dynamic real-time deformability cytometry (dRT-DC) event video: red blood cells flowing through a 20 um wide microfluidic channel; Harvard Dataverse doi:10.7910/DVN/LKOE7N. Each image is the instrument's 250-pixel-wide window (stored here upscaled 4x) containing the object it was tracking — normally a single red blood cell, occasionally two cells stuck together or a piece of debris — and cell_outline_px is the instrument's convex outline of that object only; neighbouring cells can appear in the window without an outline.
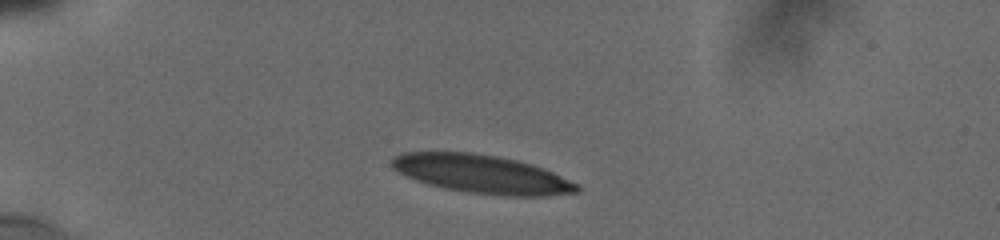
{"species": "human", "species_latin": "Homo sapiens", "temperature_condition": "cold", "stored_images_in_passage": 7, "camera_frame_rate_fps": 3000, "um_per_image_px": 0.085, "donor": {"sex": "male"}, "frame": {"image": 1, "passage_image": 1, "time_ms": 0.0, "image_size_px": [1000, 240], "cell_outline_px": [[580, 192], [548, 196], [508, 196], [472, 192], [444, 188], [428, 184], [416, 180], [392, 168], [392, 156], [400, 152], [472, 152], [496, 156], [516, 160], [532, 164], [552, 172], [580, 184]], "centroid_in_image_um": [40.98, 14.79], "position_along_channel_um": 44.0, "area_um2": 41.33}}
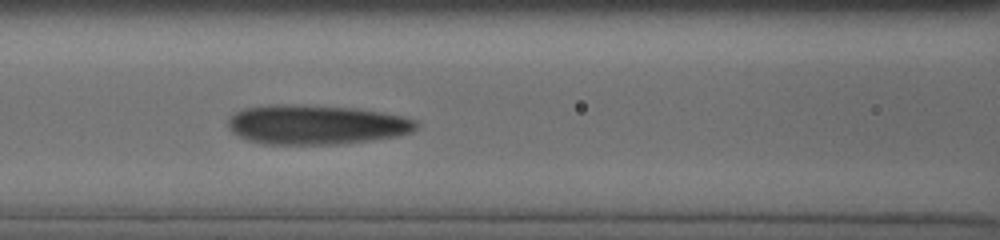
{"frame": {"image": 2, "passage_image": 6, "time_ms": 3.667, "image_size_px": [1000, 240], "cell_outline_px": [[420, 124], [412, 132], [396, 136], [372, 140], [340, 144], [264, 144], [248, 140], [232, 132], [228, 128], [228, 120], [236, 112], [244, 108], [268, 104], [284, 104], [360, 108], [384, 112], [404, 116], [416, 120]], "centroid_in_image_um": [26.9, 10.59], "position_along_channel_um": 139.7, "area_um2": 43.64}}